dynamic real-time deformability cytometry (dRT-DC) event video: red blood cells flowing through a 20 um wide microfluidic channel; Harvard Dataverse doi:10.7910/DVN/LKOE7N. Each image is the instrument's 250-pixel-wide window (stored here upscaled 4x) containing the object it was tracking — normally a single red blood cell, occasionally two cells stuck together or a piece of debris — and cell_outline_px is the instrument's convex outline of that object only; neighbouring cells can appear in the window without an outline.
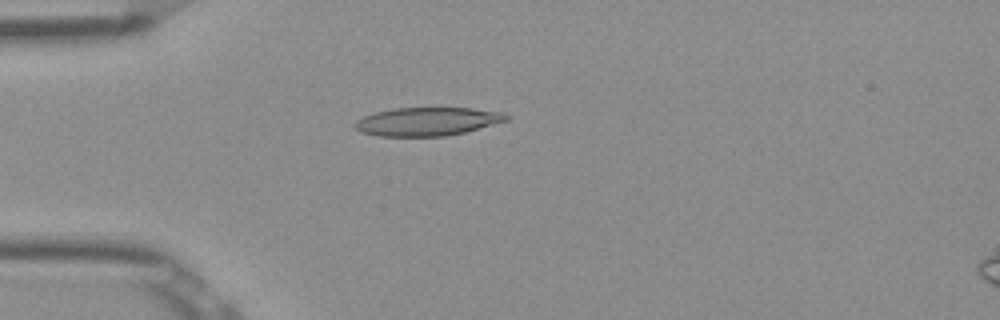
{"species": "Egyptian fruit bat (a non-hibernating species)", "species_latin": "Rousettus aegyptiacus", "temperature_condition": "room temperature", "stored_images_in_passage": 37, "camera_frame_rate_fps": 3000, "um_per_image_px": 0.085, "frame": {"image": 1, "passage_image": 8, "time_ms": 2.333, "image_size_px": [1000, 320], "cell_outline_px": [[512, 116], [508, 120], [464, 132], [444, 136], [376, 136], [360, 132], [352, 124], [356, 120], [364, 116], [376, 112], [392, 108], [472, 108], [504, 112]], "centroid_in_image_um": [36.31, 10.32], "position_along_channel_um": 48.7, "area_um2": 25.14}}
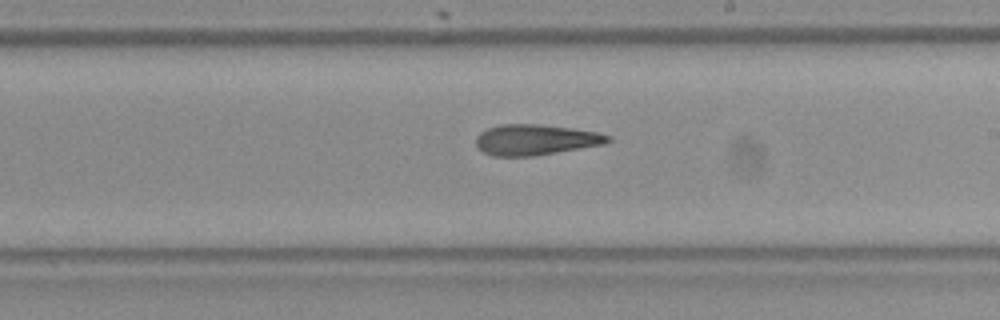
{"frame": {"image": 2, "passage_image": 24, "time_ms": 7.667, "image_size_px": [1000, 320], "cell_outline_px": [[612, 140], [604, 144], [532, 156], [492, 156], [484, 152], [476, 144], [476, 136], [480, 132], [488, 128], [500, 124], [536, 124], [572, 128], [596, 132], [612, 136]], "centroid_in_image_um": [45.51, 11.87], "position_along_channel_um": 243.5, "area_um2": 23.41}}
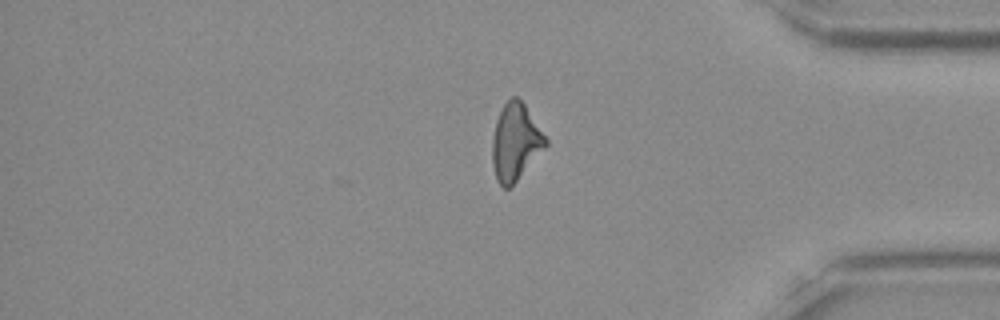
{"frame": {"image": 3, "passage_image": 37, "time_ms": 12.0, "image_size_px": [1000, 320], "cell_outline_px": [[548, 144], [516, 180], [508, 188], [504, 188], [496, 180], [492, 164], [492, 140], [496, 120], [504, 104], [512, 96], [516, 96], [524, 104], [548, 140]], "centroid_in_image_um": [43.79, 12.07], "position_along_channel_um": 391.4, "area_um2": 23.41}, "authors_computed_cell_mechanics": {"area_um2": 23.8714, "velocity_mm_per_s": 3.9115, "shape_relaxation_time_tau1_ms": null, "shape_relaxation_time_tau2_ms": 7.1382, "deformation_change_tau1": null, "deformation_change_tau2": 0.2025}}